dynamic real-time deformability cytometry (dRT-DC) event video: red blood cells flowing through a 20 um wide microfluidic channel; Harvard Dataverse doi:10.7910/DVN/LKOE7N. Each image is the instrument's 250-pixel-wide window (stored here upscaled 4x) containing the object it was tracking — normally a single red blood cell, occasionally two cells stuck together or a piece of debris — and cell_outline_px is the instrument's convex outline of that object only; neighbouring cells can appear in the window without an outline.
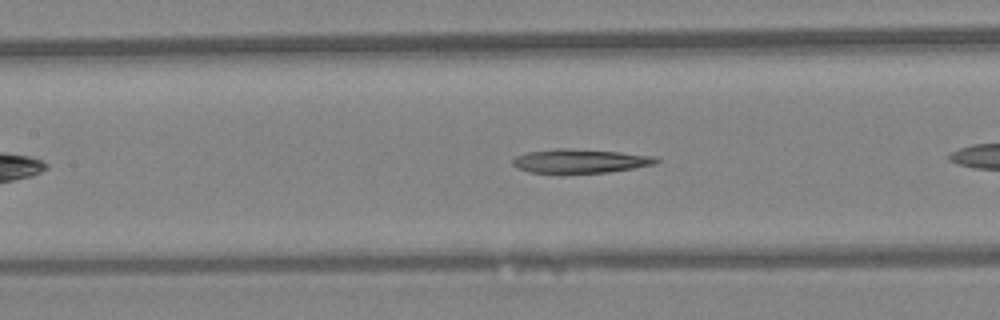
{"species": "Egyptian fruit bat (a non-hibernating species)", "species_latin": "Rousettus aegyptiacus", "temperature_condition": "warm", "stored_images_in_passage": 23, "camera_frame_rate_fps": 3000, "um_per_image_px": 0.085, "animal": {"sex": "female"}, "frame": {"image": 1, "passage_image": 7, "time_ms": 2.0, "image_size_px": [1000, 320], "cell_outline_px": [[660, 160], [656, 164], [608, 172], [528, 172], [516, 168], [512, 164], [512, 160], [516, 156], [524, 152], [556, 148], [568, 148], [620, 152], [656, 156]], "centroid_in_image_um": [49.29, 13.67], "position_along_channel_um": 158.1, "area_um2": 19.94}}
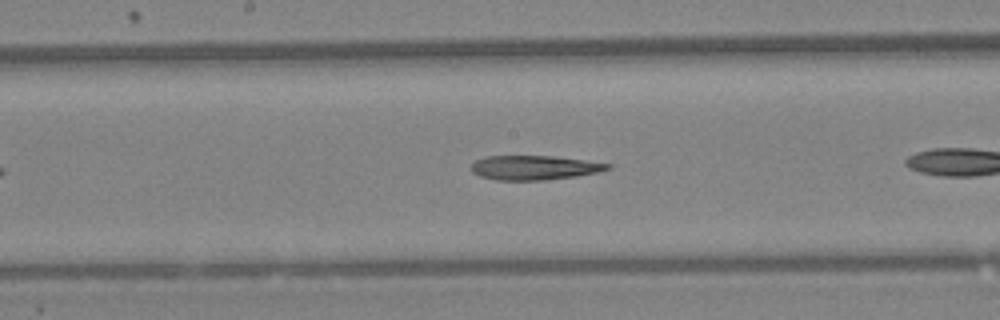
{"frame": {"image": 2, "passage_image": 10, "time_ms": 3.0, "image_size_px": [1000, 320], "cell_outline_px": [[612, 168], [596, 172], [576, 176], [544, 180], [496, 180], [480, 176], [472, 172], [468, 168], [476, 160], [484, 156], [552, 156], [584, 160], [612, 164]], "centroid_in_image_um": [45.37, 14.25], "position_along_channel_um": 202.8, "area_um2": 19.36}}